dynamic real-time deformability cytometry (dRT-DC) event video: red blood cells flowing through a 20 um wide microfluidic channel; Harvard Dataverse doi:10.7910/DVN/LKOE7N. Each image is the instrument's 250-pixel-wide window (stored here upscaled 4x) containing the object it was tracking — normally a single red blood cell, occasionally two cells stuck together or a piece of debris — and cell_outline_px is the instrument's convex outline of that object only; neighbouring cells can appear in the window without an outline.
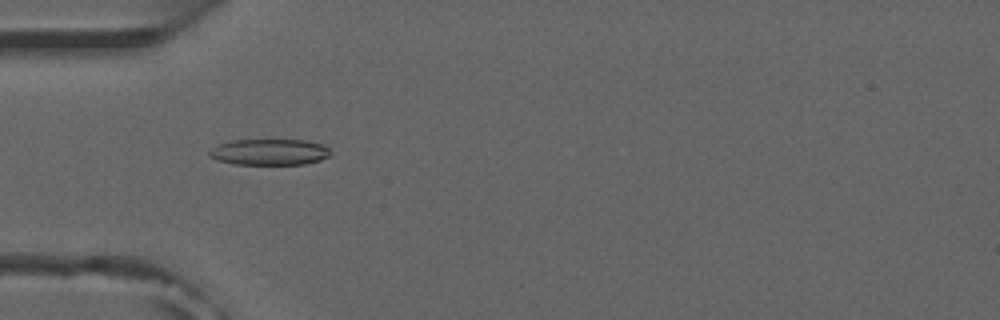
{"species": "common noctule bat (a hibernating species)", "species_latin": "Nyctalus noctula", "temperature_condition": "room temperature", "stored_images_in_passage": 29, "camera_frame_rate_fps": 3000, "um_per_image_px": 0.085, "animal": {"sex": "male", "forearm_length_mm": 52.5}, "frame": {"image": 1, "passage_image": 16, "time_ms": 5.0, "image_size_px": [1000, 320], "cell_outline_px": [[332, 156], [320, 160], [304, 164], [236, 164], [216, 160], [208, 156], [208, 152], [212, 148], [220, 144], [232, 140], [308, 140], [324, 144], [332, 152]], "centroid_in_image_um": [22.95, 12.92], "position_along_channel_um": 62.0, "area_um2": 18.61}}
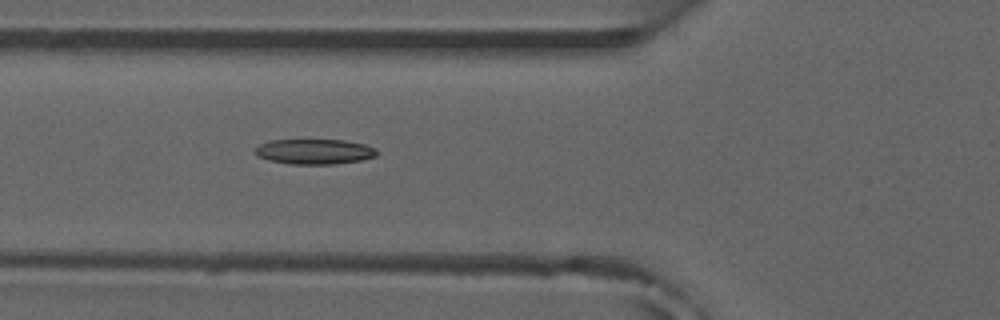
{"frame": {"image": 2, "passage_image": 19, "time_ms": 6.0, "image_size_px": [1000, 320], "cell_outline_px": [[376, 156], [360, 160], [336, 164], [288, 164], [268, 160], [256, 156], [256, 148], [260, 144], [268, 140], [344, 140], [364, 144], [376, 148]], "centroid_in_image_um": [26.7, 12.89], "position_along_channel_um": 99.1, "area_um2": 17.86}}
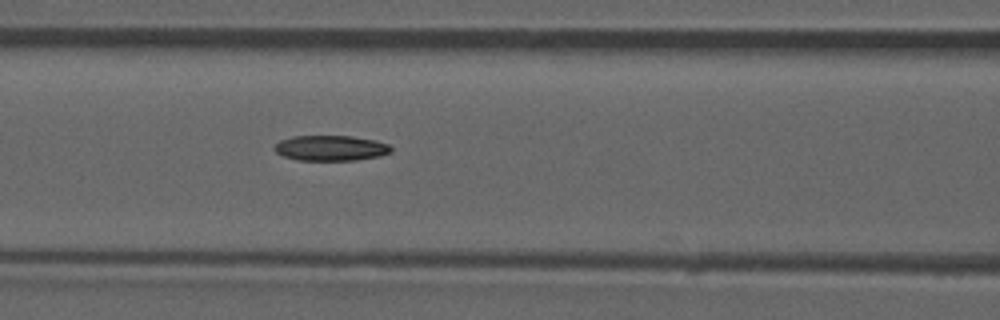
{"frame": {"image": 3, "passage_image": 22, "time_ms": 7.0, "image_size_px": [1000, 320], "cell_outline_px": [[392, 152], [380, 156], [356, 160], [296, 160], [284, 156], [276, 152], [272, 148], [280, 140], [292, 136], [352, 136], [376, 140], [388, 144], [392, 148]], "centroid_in_image_um": [28.12, 12.58], "position_along_channel_um": 138.5, "area_um2": 17.34}}